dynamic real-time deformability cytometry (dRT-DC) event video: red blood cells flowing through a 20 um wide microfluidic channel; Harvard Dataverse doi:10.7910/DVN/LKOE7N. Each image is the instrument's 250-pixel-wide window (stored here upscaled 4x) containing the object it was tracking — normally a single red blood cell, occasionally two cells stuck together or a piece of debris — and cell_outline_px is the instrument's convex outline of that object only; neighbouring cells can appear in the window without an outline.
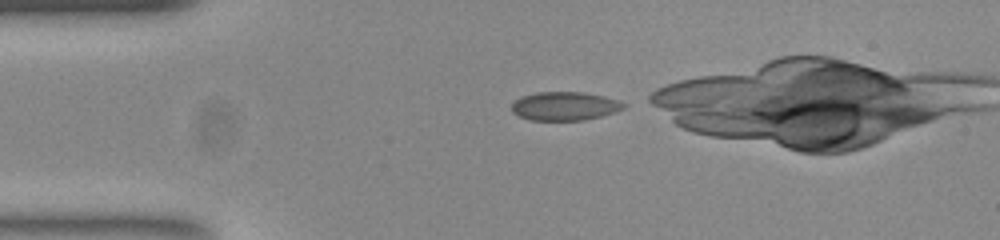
{"species": "common noctule bat (a hibernating species)", "species_latin": "Nyctalus noctula", "temperature_condition": "room temperature", "stored_images_in_passage": 32, "camera_frame_rate_fps": 3000, "um_per_image_px": 0.085, "animal": {"sex": "female", "body_mass_g": 23.0, "forearm_length_mm": 53.4}, "frame": {"image": 1, "passage_image": 1, "time_ms": 0.0, "image_size_px": [1000, 240], "cell_outline_px": [[628, 104], [624, 108], [616, 112], [584, 120], [528, 120], [512, 112], [512, 104], [516, 100], [524, 96], [536, 92], [584, 92], [604, 96], [620, 100]], "centroid_in_image_um": [48.05, 9.02], "position_along_channel_um": 36.9, "area_um2": 18.73}}
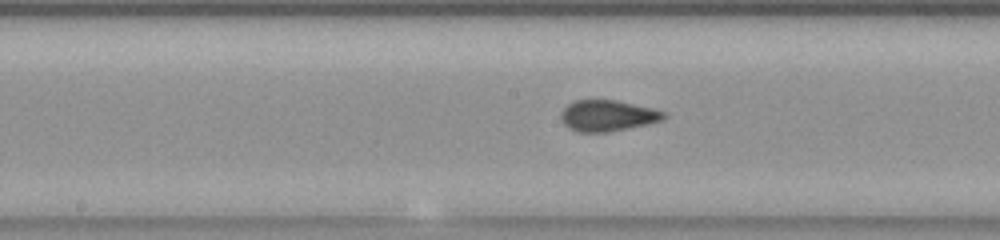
{"frame": {"image": 2, "passage_image": 16, "time_ms": 5.0, "image_size_px": [1000, 240], "cell_outline_px": [[668, 116], [664, 120], [648, 124], [608, 132], [580, 132], [568, 128], [564, 124], [560, 116], [560, 112], [568, 104], [576, 100], [616, 100], [652, 108], [664, 112]], "centroid_in_image_um": [51.65, 9.83], "position_along_channel_um": 196.5, "area_um2": 18.67}}
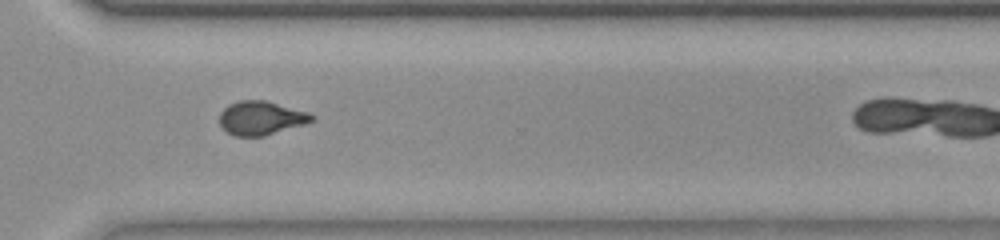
{"frame": {"image": 3, "passage_image": 28, "time_ms": 9.0, "image_size_px": [1000, 240], "cell_outline_px": [[316, 120], [304, 124], [264, 136], [236, 136], [228, 132], [220, 124], [220, 112], [228, 104], [240, 100], [264, 100], [308, 112], [316, 116]], "centroid_in_image_um": [22.2, 10.03], "position_along_channel_um": 348.4, "area_um2": 18.09}}